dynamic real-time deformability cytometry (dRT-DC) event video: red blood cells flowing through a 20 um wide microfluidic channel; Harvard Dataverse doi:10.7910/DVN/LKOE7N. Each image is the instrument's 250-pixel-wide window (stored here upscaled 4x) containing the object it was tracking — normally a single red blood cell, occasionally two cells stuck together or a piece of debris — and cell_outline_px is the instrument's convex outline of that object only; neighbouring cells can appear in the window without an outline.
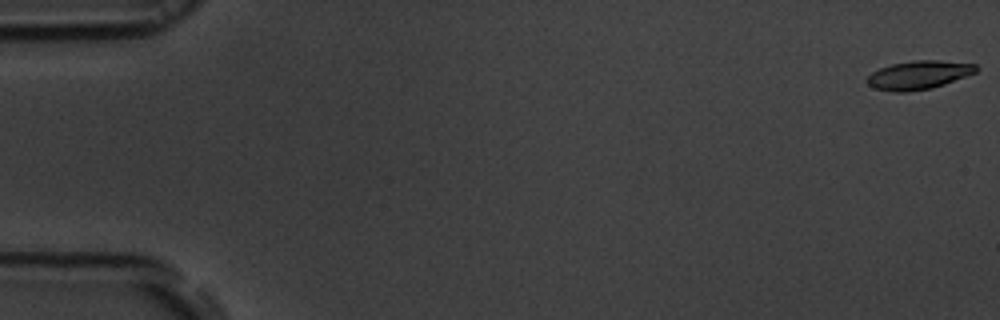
{"species": "common noctule bat (a hibernating species)", "species_latin": "Nyctalus noctula", "temperature_condition": "room temperature", "stored_images_in_passage": 54, "camera_frame_rate_fps": 3000, "um_per_image_px": 0.085, "animal": {"sex": "male", "body_mass_g": 19.5, "forearm_length_mm": 54.6}, "frame": {"image": 1, "passage_image": 1, "time_ms": 0.0, "image_size_px": [1000, 320], "cell_outline_px": [[980, 68], [976, 72], [944, 84], [932, 88], [904, 92], [892, 92], [876, 88], [868, 84], [868, 76], [872, 72], [880, 68], [892, 64], [912, 60], [936, 60], [976, 64]], "centroid_in_image_um": [78.11, 6.37], "position_along_channel_um": 6.9, "area_um2": 17.98}}
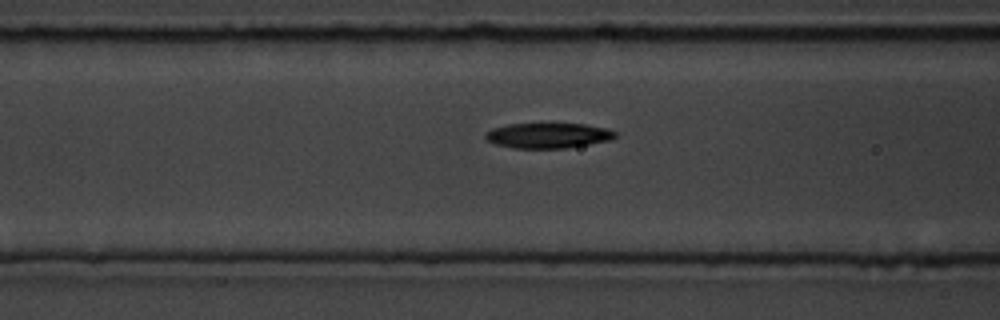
{"frame": {"image": 2, "passage_image": 22, "time_ms": 7.0, "image_size_px": [1000, 320], "cell_outline_px": [[616, 136], [612, 140], [568, 148], [512, 148], [496, 144], [488, 140], [484, 136], [492, 128], [508, 124], [552, 120], [584, 124], [608, 128], [616, 132]], "centroid_in_image_um": [46.63, 11.46], "position_along_channel_um": 120.0, "area_um2": 20.17}}
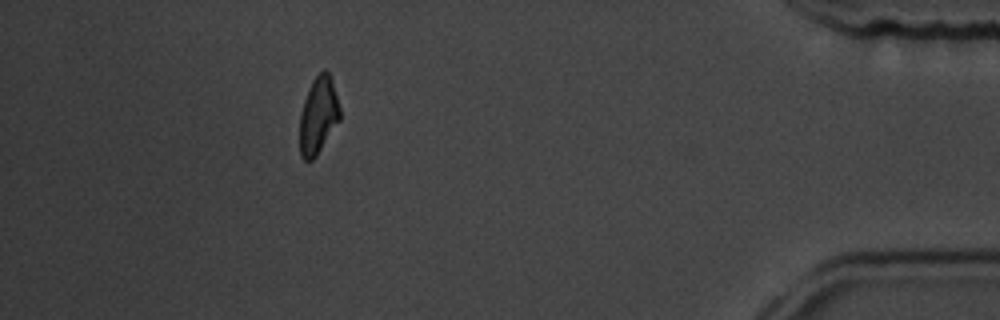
{"frame": {"image": 3, "passage_image": 49, "time_ms": 16.0, "image_size_px": [1000, 320], "cell_outline_px": [[340, 120], [316, 156], [312, 160], [304, 160], [300, 156], [300, 112], [308, 88], [312, 80], [324, 68], [328, 72], [332, 80], [340, 108]], "centroid_in_image_um": [27.05, 9.8], "position_along_channel_um": 408.2, "area_um2": 18.03}, "authors_computed_cell_mechanics": {"area_um2": 19.1318, "velocity_mm_per_s": 3.8046, "shape_relaxation_time_tau1_ms": 3.2161, "shape_relaxation_time_tau2_ms": 9.3872, "deformation_change_tau1": 0.1352, "deformation_change_tau2": 0.1922}}